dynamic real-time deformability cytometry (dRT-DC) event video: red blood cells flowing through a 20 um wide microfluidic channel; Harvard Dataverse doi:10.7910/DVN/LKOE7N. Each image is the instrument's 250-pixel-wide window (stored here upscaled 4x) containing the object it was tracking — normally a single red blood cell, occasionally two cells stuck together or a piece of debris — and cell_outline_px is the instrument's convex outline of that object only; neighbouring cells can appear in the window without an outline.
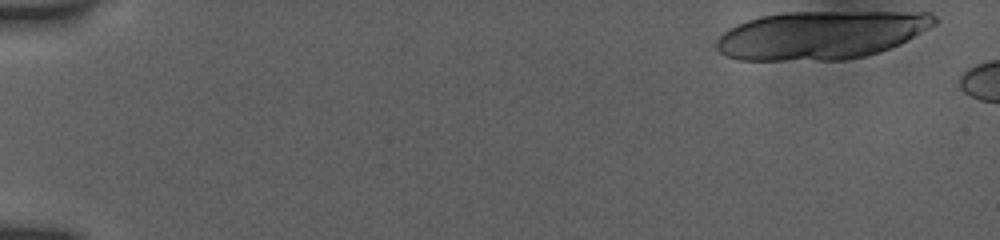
{"species": "human", "species_latin": "Homo sapiens", "temperature_condition": "room temperature", "stored_images_in_passage": 7, "camera_frame_rate_fps": 3000, "um_per_image_px": 0.085, "donor": {"sex": "female"}, "frame": {"image": 1, "passage_image": 1, "time_ms": 0.0, "image_size_px": [1000, 240], "cell_outline_px": [[940, 20], [936, 24], [900, 44], [880, 52], [864, 56], [844, 60], [736, 60], [724, 56], [716, 48], [716, 40], [728, 28], [736, 24], [760, 16], [784, 12], [928, 12], [936, 16]], "centroid_in_image_um": [69.77, 2.98], "position_along_channel_um": 15.2, "area_um2": 61.73}}